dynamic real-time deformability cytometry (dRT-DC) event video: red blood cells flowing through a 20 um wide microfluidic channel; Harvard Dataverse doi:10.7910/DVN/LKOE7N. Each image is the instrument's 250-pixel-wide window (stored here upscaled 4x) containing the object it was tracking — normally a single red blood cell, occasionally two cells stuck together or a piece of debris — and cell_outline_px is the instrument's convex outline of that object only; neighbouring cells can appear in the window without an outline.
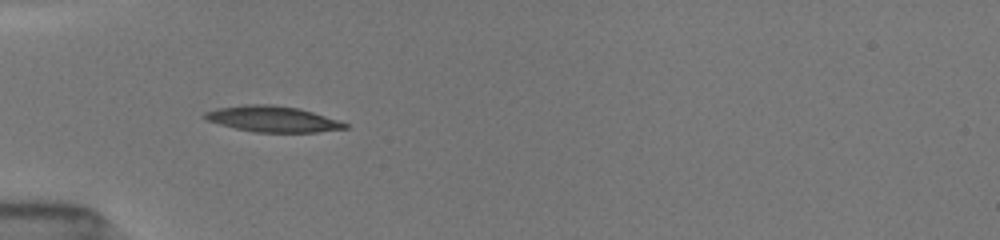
{"species": "common noctule bat (a hibernating species)", "species_latin": "Nyctalus noctula", "temperature_condition": "room temperature", "stored_images_in_passage": 11, "camera_frame_rate_fps": 3000, "um_per_image_px": 0.085, "animal": {"sex": "female", "body_mass_g": 19.5, "forearm_length_mm": 54.1}, "frame": {"image": 1, "passage_image": 7, "time_ms": 4.667, "image_size_px": [1000, 240], "cell_outline_px": [[348, 128], [316, 132], [252, 132], [220, 124], [208, 120], [204, 116], [204, 112], [216, 108], [244, 104], [272, 104], [300, 108], [348, 124]], "centroid_in_image_um": [23.15, 10.11], "position_along_channel_um": 61.9, "area_um2": 20.98}}
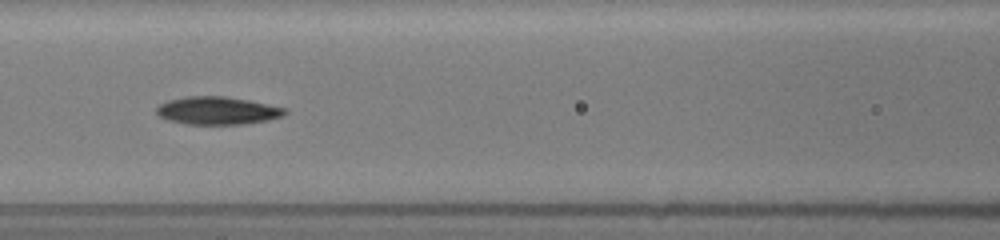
{"frame": {"image": 2, "passage_image": 10, "time_ms": 7.0, "image_size_px": [1000, 240], "cell_outline_px": [[288, 112], [284, 116], [268, 120], [244, 124], [184, 124], [168, 120], [160, 116], [156, 112], [156, 108], [160, 104], [168, 100], [188, 96], [224, 96], [248, 100], [288, 108]], "centroid_in_image_um": [18.51, 9.4], "position_along_channel_um": 148.1, "area_um2": 20.92}}